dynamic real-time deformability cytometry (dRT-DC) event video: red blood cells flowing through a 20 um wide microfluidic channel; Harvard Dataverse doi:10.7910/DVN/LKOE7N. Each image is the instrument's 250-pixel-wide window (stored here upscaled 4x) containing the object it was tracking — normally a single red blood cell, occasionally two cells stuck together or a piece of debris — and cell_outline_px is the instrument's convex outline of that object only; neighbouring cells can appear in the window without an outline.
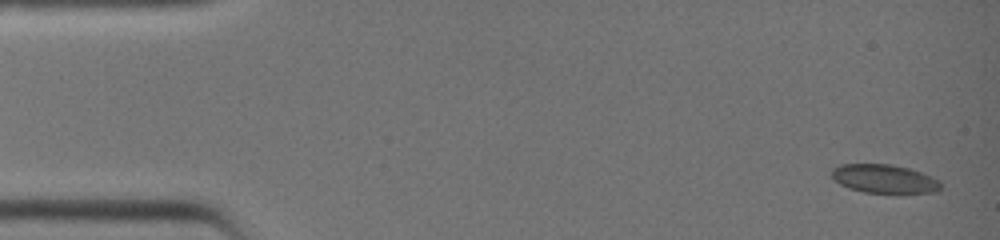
{"species": "common noctule bat (a hibernating species)", "species_latin": "Nyctalus noctula", "temperature_condition": "warm", "stored_images_in_passage": 39, "camera_frame_rate_fps": 3000, "um_per_image_px": 0.085, "animal": {"sex": "female", "body_mass_g": 19.0, "forearm_length_mm": 51.5}, "frame": {"image": 1, "passage_image": 1, "time_ms": 0.0, "image_size_px": [1000, 240], "cell_outline_px": [[940, 192], [904, 196], [896, 196], [864, 192], [848, 188], [840, 184], [832, 176], [832, 168], [840, 164], [892, 164], [908, 168], [932, 176], [940, 180]], "centroid_in_image_um": [75.25, 15.26], "position_along_channel_um": 9.7, "area_um2": 19.25}}
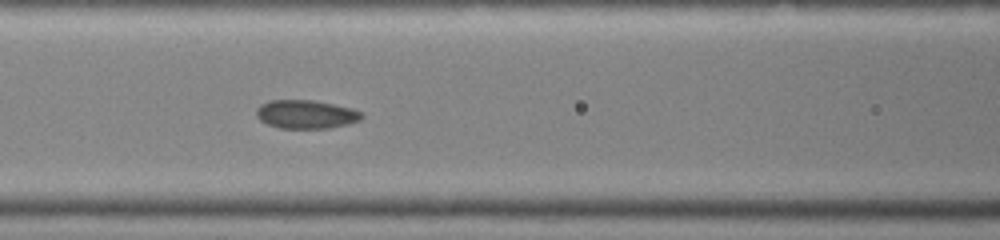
{"frame": {"image": 2, "passage_image": 17, "time_ms": 5.333, "image_size_px": [1000, 240], "cell_outline_px": [[364, 116], [360, 120], [348, 124], [328, 128], [280, 128], [268, 124], [260, 120], [256, 116], [256, 108], [260, 104], [268, 100], [312, 100], [352, 108], [360, 112]], "centroid_in_image_um": [25.98, 9.71], "position_along_channel_um": 140.6, "area_um2": 17.51}}
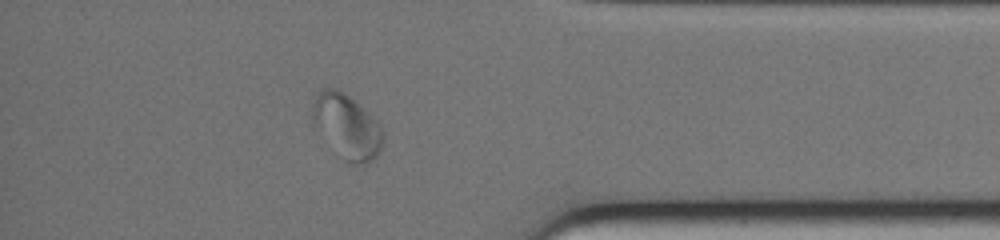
{"frame": {"image": 3, "passage_image": 34, "time_ms": 11.0, "image_size_px": [1000, 240], "cell_outline_px": [[384, 140], [376, 156], [372, 160], [364, 164], [352, 164], [348, 160], [312, 120], [312, 112], [316, 96], [324, 88], [336, 88], [344, 92], [376, 120], [380, 124], [384, 132]], "centroid_in_image_um": [29.56, 10.7], "position_along_channel_um": 405.6, "area_um2": 24.91}}